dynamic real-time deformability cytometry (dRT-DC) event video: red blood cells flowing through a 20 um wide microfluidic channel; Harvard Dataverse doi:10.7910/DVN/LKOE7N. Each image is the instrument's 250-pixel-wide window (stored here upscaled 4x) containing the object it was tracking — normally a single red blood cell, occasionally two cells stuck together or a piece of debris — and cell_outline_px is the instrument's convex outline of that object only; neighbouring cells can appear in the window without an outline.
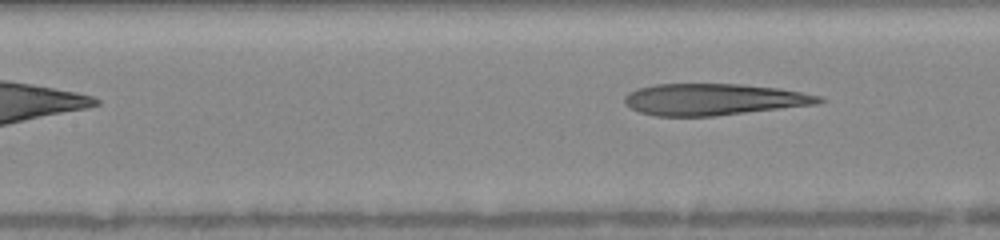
{"species": "human", "species_latin": "Homo sapiens", "temperature_condition": "warm", "stored_images_in_passage": 7, "segment_of_instrument_passage": [2, 2], "camera_frame_rate_fps": 3000, "um_per_image_px": 0.085, "donor": {"sex": "female"}, "frame": {"image": 1, "passage_image": 7, "time_ms": 4.0, "image_size_px": [1000, 240], "cell_outline_px": [[824, 100], [816, 104], [712, 116], [656, 116], [640, 112], [624, 104], [624, 96], [628, 92], [636, 88], [656, 84], [740, 84], [776, 88], [800, 92], [820, 96]], "centroid_in_image_um": [60.58, 8.44], "position_along_channel_um": 146.8, "area_um2": 35.43}}